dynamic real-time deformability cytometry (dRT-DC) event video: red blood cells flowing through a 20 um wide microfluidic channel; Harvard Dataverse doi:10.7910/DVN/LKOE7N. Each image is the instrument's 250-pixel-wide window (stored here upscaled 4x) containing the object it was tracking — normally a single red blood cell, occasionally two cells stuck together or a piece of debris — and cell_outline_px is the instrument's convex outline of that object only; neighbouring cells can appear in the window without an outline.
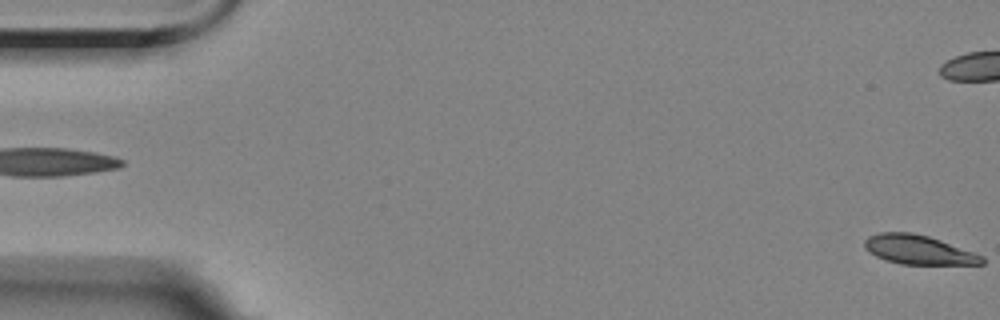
{"species": "Egyptian fruit bat (a non-hibernating species)", "species_latin": "Rousettus aegyptiacus", "temperature_condition": "room temperature", "stored_images_in_passage": 4, "segment_of_instrument_passage": [2, 2], "camera_frame_rate_fps": 3000, "um_per_image_px": 0.085, "animal": {"sex": "female"}, "frame": {"image": 1, "passage_image": 4, "time_ms": 3.667, "image_size_px": [1000, 320], "cell_outline_px": [[984, 264], [900, 264], [884, 260], [868, 252], [864, 248], [864, 240], [868, 236], [880, 232], [912, 232], [928, 236], [976, 252], [984, 256]], "centroid_in_image_um": [78.06, 21.23], "position_along_channel_um": 6.9, "area_um2": 20.17}}